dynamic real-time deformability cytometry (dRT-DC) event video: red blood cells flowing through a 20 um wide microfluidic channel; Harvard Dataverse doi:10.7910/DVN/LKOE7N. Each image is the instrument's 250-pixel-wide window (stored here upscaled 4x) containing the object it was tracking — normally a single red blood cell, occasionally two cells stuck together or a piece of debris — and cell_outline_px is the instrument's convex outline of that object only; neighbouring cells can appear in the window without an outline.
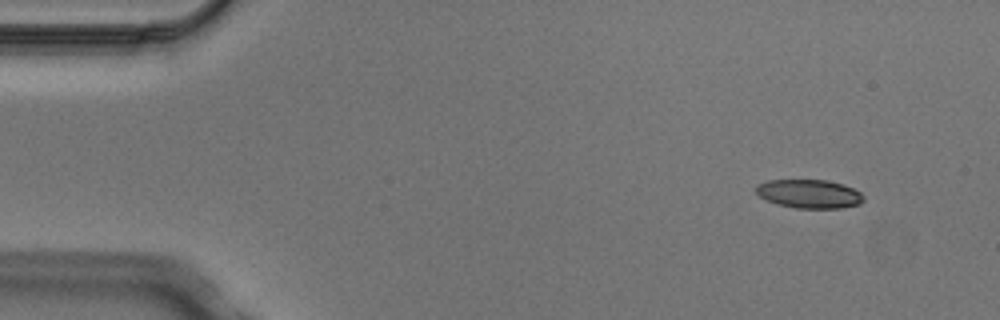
{"species": "Egyptian fruit bat (a non-hibernating species)", "species_latin": "Rousettus aegyptiacus", "temperature_condition": "cold", "stored_images_in_passage": 5, "segment_of_instrument_passage": [1, 2], "camera_frame_rate_fps": 3000, "um_per_image_px": 0.085, "animal": {"sex": "male"}, "frame": {"image": 1, "passage_image": 1, "time_ms": 0.0, "image_size_px": [1000, 320], "cell_outline_px": [[864, 200], [860, 204], [840, 208], [796, 208], [776, 204], [760, 196], [756, 192], [756, 184], [768, 180], [828, 180], [844, 184], [860, 192], [864, 196]], "centroid_in_image_um": [68.8, 16.47], "position_along_channel_um": 16.2, "area_um2": 18.03}}
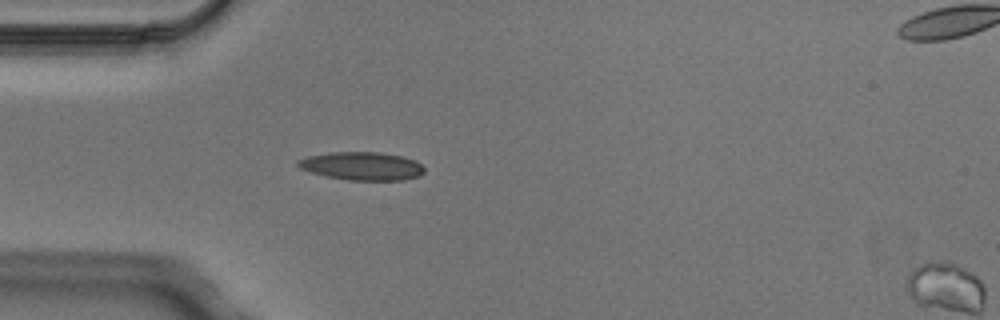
{"frame": {"image": 2, "passage_image": 4, "time_ms": 1.0, "image_size_px": [1000, 320], "cell_outline_px": [[424, 172], [420, 176], [404, 180], [348, 180], [324, 176], [300, 168], [296, 164], [296, 160], [308, 156], [332, 152], [380, 152], [400, 156], [416, 160], [424, 168]], "centroid_in_image_um": [30.77, 14.12], "position_along_channel_um": 54.2, "area_um2": 20.81}}